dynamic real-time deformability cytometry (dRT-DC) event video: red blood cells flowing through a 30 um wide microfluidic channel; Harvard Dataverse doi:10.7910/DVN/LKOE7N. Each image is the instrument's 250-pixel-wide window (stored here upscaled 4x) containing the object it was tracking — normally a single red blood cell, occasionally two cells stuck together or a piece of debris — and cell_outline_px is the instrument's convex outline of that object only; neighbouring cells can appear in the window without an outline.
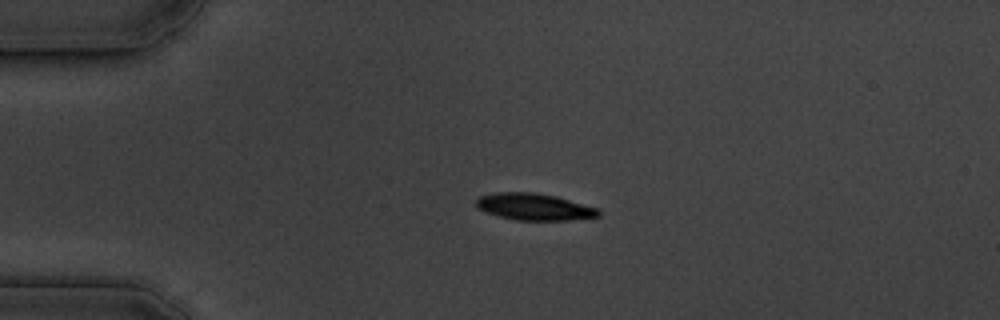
{"species": "common noctule bat (a hibernating species)", "species_latin": "Nyctalus noctula", "temperature_condition": "cold", "stored_images_in_passage": 43, "camera_frame_rate_fps": 3000, "um_per_image_px": 0.085, "animal": {"sex": "male", "body_mass_g": 19.5, "forearm_length_mm": 54.6}, "frame": {"image": 1, "passage_image": 1, "time_ms": 0.0, "image_size_px": [1000, 320], "cell_outline_px": [[600, 216], [568, 220], [516, 220], [484, 212], [476, 208], [476, 200], [480, 196], [496, 192], [536, 192], [556, 196], [600, 208]], "centroid_in_image_um": [45.41, 17.57], "position_along_channel_um": 39.6, "area_um2": 19.25}}
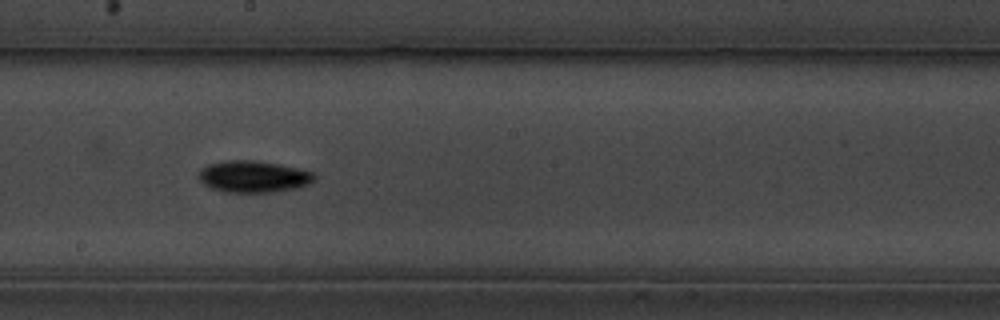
{"frame": {"image": 2, "passage_image": 19, "time_ms": 6.0, "image_size_px": [1000, 320], "cell_outline_px": [[316, 180], [308, 184], [296, 188], [268, 192], [224, 192], [212, 188], [204, 184], [200, 180], [200, 168], [208, 164], [228, 160], [252, 160], [276, 164], [296, 168], [312, 172], [316, 176]], "centroid_in_image_um": [21.53, 15.01], "position_along_channel_um": 226.7, "area_um2": 21.1}}
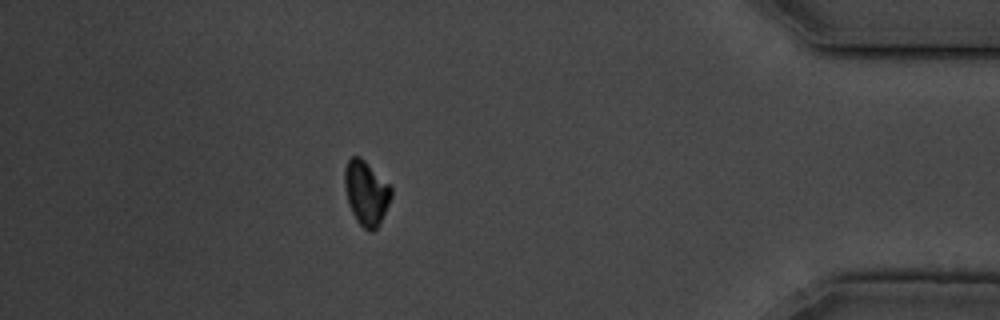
{"frame": {"image": 3, "passage_image": 37, "time_ms": 12.0, "image_size_px": [1000, 320], "cell_outline_px": [[392, 196], [380, 224], [372, 232], [368, 232], [356, 220], [348, 204], [344, 184], [344, 168], [348, 160], [352, 156], [360, 156], [392, 188]], "centroid_in_image_um": [31.11, 16.41], "position_along_channel_um": 404.1, "area_um2": 17.46}, "authors_computed_cell_mechanics": {"area_um2": 19.2474, "velocity_mm_per_s": 3.6427, "shape_relaxation_time_tau1_ms": 2.8082, "shape_relaxation_time_tau2_ms": null, "deformation_change_tau1": 0.1321, "deformation_change_tau2": null}}